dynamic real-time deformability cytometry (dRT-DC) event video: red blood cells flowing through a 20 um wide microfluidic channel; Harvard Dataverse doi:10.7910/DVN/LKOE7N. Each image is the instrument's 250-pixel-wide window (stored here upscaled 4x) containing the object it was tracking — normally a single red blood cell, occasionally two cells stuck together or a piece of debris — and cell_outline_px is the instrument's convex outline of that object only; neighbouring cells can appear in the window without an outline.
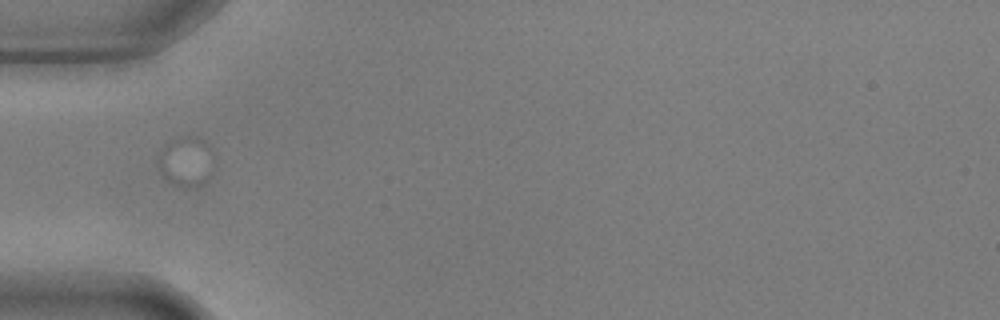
{"species": "common noctule bat (a hibernating species)", "species_latin": "Nyctalus noctula", "temperature_condition": "warm", "stored_images_in_passage": 3, "camera_frame_rate_fps": 3000, "um_per_image_px": 0.085, "animal": {"sex": "male", "body_mass_g": 17.9, "forearm_length_mm": 54.2}, "frame": {"image": 1, "passage_image": 1, "time_ms": 0.0, "image_size_px": [1000, 320], "cell_outline_px": [[212, 156], [188, 184], [176, 184], [160, 168], [156, 160], [164, 144], [172, 136], [200, 136], [212, 148]], "centroid_in_image_um": [15.63, 13.41], "position_along_channel_um": 69.4, "area_um2": 13.81}}